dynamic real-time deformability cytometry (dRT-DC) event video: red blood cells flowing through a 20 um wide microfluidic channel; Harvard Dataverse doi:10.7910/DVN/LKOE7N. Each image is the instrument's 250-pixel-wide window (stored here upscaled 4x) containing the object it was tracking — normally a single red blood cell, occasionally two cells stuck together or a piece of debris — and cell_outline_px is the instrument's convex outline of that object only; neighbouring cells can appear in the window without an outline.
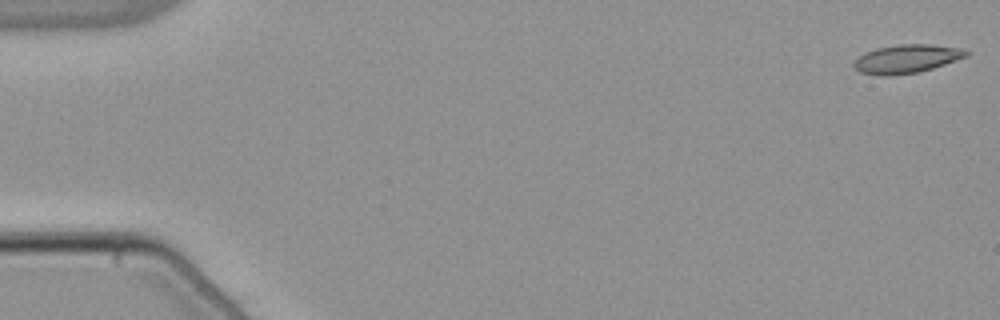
{"species": "common noctule bat (a hibernating species)", "species_latin": "Nyctalus noctula", "temperature_condition": "warm", "stored_images_in_passage": 53, "camera_frame_rate_fps": 3000, "um_per_image_px": 0.085, "animal": {"sex": "male", "body_mass_g": 21.5, "forearm_length_mm": 52.0}, "frame": {"image": 1, "passage_image": 1, "time_ms": 0.0, "image_size_px": [1000, 320], "cell_outline_px": [[972, 52], [968, 56], [920, 72], [888, 76], [880, 76], [860, 72], [852, 64], [864, 52], [876, 48], [900, 44], [928, 44], [956, 48]], "centroid_in_image_um": [77.04, 5.01], "position_along_channel_um": 8.0, "area_um2": 18.55}}
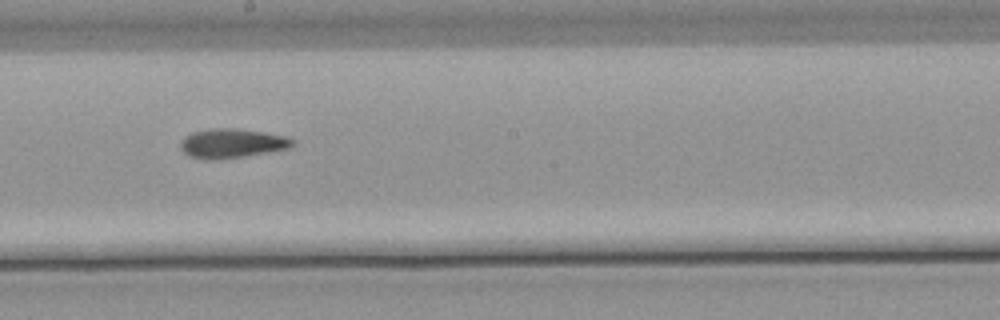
{"frame": {"image": 2, "passage_image": 30, "time_ms": 9.667, "image_size_px": [1000, 320], "cell_outline_px": [[296, 144], [288, 148], [268, 152], [216, 160], [208, 160], [188, 156], [180, 148], [180, 144], [184, 136], [192, 132], [212, 128], [236, 128], [264, 132], [284, 136], [296, 140]], "centroid_in_image_um": [19.7, 12.18], "position_along_channel_um": 228.5, "area_um2": 19.19}}
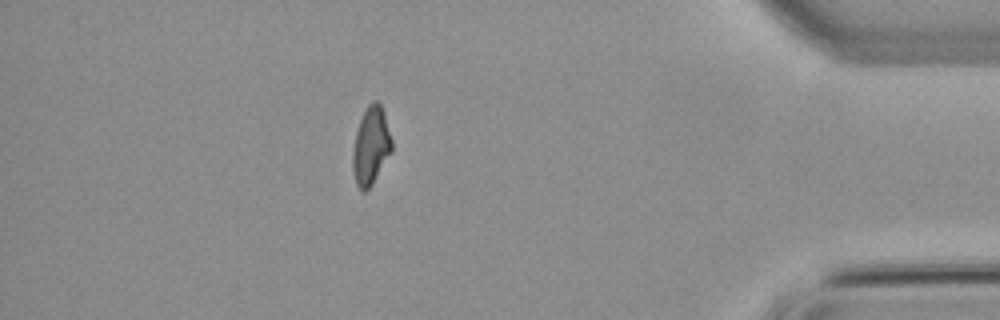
{"frame": {"image": 3, "passage_image": 47, "time_ms": 15.333, "image_size_px": [1000, 320], "cell_outline_px": [[392, 152], [372, 184], [364, 192], [356, 184], [352, 168], [352, 156], [356, 132], [360, 120], [368, 104], [372, 100], [376, 100], [380, 104], [384, 112], [392, 140]], "centroid_in_image_um": [31.53, 12.39], "position_along_channel_um": 403.7, "area_um2": 17.63}, "authors_computed_cell_mechanics": {"area_um2": 18.207, "velocity_mm_per_s": 3.8559, "shape_relaxation_time_tau1_ms": null, "shape_relaxation_time_tau2_ms": 4.0225, "deformation_change_tau1": null, "deformation_change_tau2": 0.1185}}